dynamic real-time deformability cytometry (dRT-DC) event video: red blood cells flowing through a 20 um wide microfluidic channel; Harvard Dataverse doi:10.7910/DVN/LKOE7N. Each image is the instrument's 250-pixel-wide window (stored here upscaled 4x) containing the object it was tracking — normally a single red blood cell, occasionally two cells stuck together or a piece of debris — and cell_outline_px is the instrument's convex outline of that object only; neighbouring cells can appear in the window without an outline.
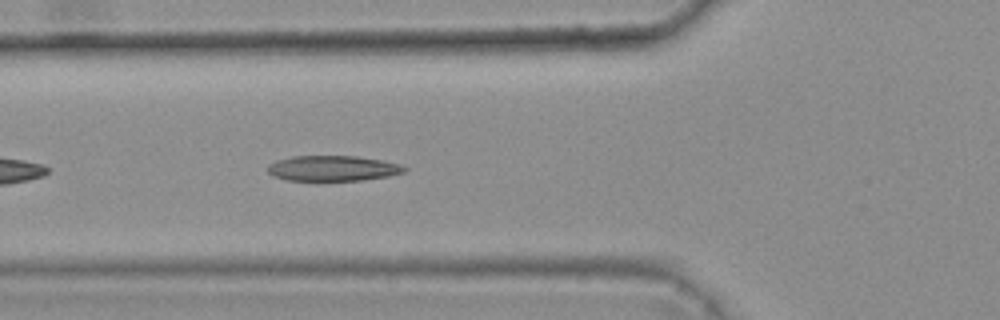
{"species": "common noctule bat (a hibernating species)", "species_latin": "Nyctalus noctula", "temperature_condition": "warm", "stored_images_in_passage": 7, "segment_of_instrument_passage": [1, 2], "camera_frame_rate_fps": 3000, "um_per_image_px": 0.085, "animal": {"sex": "female", "body_mass_g": 25.1}, "frame": {"image": 1, "passage_image": 6, "time_ms": 1.667, "image_size_px": [1000, 320], "cell_outline_px": [[408, 168], [404, 172], [388, 176], [364, 180], [288, 180], [272, 176], [268, 172], [268, 164], [276, 160], [292, 156], [356, 156], [380, 160], [400, 164]], "centroid_in_image_um": [28.27, 14.3], "position_along_channel_um": 97.5, "area_um2": 20.17}}